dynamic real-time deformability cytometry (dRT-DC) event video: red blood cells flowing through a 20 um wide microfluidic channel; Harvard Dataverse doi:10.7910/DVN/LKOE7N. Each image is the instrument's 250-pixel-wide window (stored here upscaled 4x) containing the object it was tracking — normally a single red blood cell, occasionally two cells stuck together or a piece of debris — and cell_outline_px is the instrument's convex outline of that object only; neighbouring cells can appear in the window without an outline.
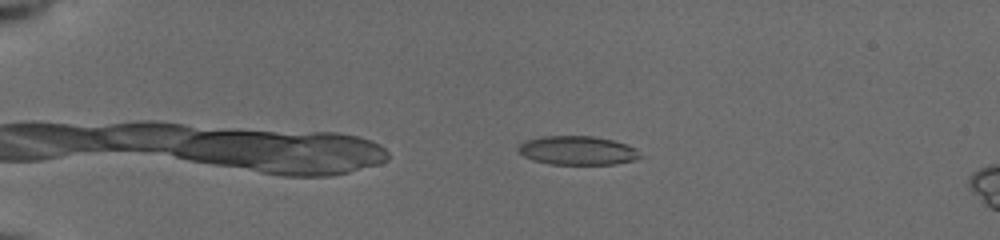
{"species": "common noctule bat (a hibernating species)", "species_latin": "Nyctalus noctula", "temperature_condition": "cold", "stored_images_in_passage": 17, "camera_frame_rate_fps": 3000, "um_per_image_px": 0.085, "animal": {"sex": "female", "body_mass_g": 19.5, "forearm_length_mm": 54.1}, "frame": {"image": 1, "passage_image": 12, "time_ms": 3.667, "image_size_px": [1000, 240], "cell_outline_px": [[644, 156], [636, 160], [616, 164], [552, 164], [532, 160], [524, 156], [516, 148], [524, 140], [540, 136], [592, 136], [612, 140], [636, 148]], "centroid_in_image_um": [49.09, 12.79], "position_along_channel_um": 35.9, "area_um2": 20.63}}